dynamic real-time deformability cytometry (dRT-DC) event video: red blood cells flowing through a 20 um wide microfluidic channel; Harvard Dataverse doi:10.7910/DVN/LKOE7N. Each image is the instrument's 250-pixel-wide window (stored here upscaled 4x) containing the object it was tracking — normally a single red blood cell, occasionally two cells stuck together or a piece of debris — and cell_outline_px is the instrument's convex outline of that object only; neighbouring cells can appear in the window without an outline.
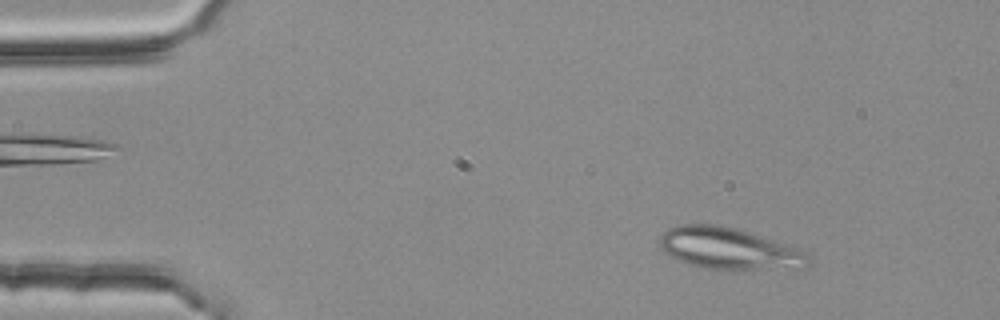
{"species": "common noctule bat (a hibernating species)", "species_latin": "Nyctalus noctula", "temperature_condition": "room temperature", "stored_images_in_passage": 3, "camera_frame_rate_fps": 3000, "um_per_image_px": 0.085, "animal": {"sex": "female", "body_mass_g": 25.1}, "frame": {"image": 1, "passage_image": 1, "time_ms": 0.0, "image_size_px": [1000, 320], "cell_outline_px": [[808, 264], [804, 268], [704, 268], [672, 260], [660, 248], [656, 240], [668, 228], [676, 224], [720, 224], [792, 244], [808, 252]], "centroid_in_image_um": [61.91, 21.1], "position_along_channel_um": 23.1, "area_um2": 36.47}}